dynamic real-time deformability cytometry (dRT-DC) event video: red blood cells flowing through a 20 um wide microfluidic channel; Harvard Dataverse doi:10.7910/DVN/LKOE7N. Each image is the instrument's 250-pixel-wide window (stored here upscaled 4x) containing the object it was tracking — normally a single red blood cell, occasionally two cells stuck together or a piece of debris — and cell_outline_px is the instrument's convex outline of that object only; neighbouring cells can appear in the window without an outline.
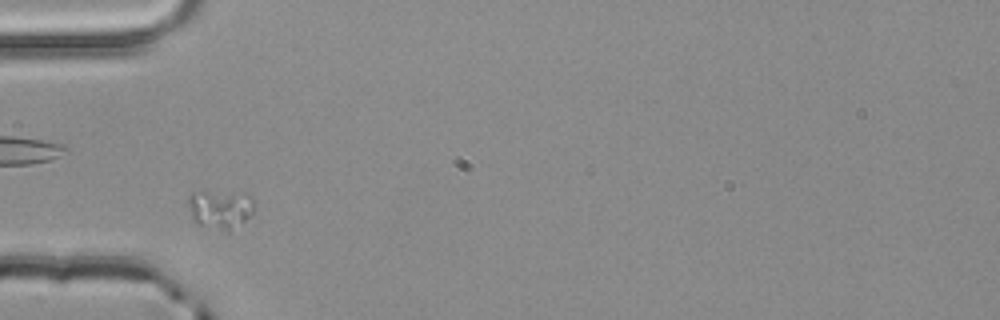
{"species": "common noctule bat (a hibernating species)", "species_latin": "Nyctalus noctula", "temperature_condition": "room temperature", "stored_images_in_passage": 5, "segment_of_instrument_passage": [2, 2], "camera_frame_rate_fps": 3000, "um_per_image_px": 0.085, "animal": {"sex": "male", "body_mass_g": 20.4}, "frame": {"image": 1, "passage_image": 4, "time_ms": 1.0, "image_size_px": [1000, 320], "cell_outline_px": [[252, 212], [244, 220], [228, 232], [196, 224], [192, 220], [188, 204], [188, 196], [192, 192], [244, 192], [252, 196]], "centroid_in_image_um": [18.68, 17.77], "position_along_channel_um": 66.3, "area_um2": 14.91}}